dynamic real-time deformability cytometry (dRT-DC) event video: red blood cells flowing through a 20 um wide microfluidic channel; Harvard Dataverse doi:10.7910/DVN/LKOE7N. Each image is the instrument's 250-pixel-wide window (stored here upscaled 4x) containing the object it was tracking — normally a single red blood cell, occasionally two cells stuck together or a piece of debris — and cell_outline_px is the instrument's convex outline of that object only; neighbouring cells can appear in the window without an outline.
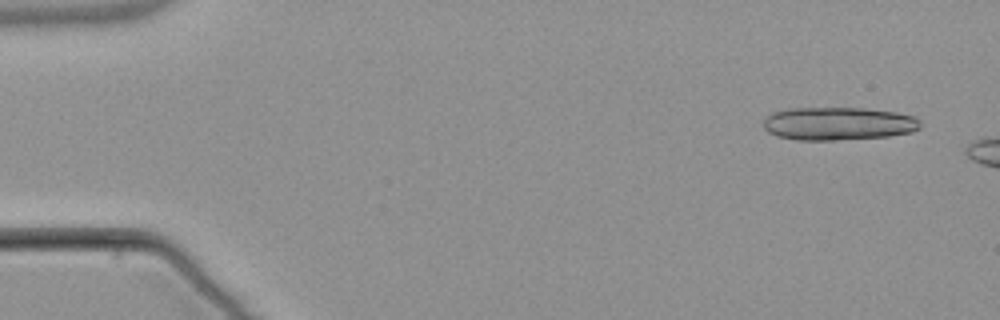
{"species": "common noctule bat (a hibernating species)", "species_latin": "Nyctalus noctula", "temperature_condition": "warm", "stored_images_in_passage": 3, "camera_frame_rate_fps": 3000, "um_per_image_px": 0.085, "animal": {"sex": "male", "body_mass_g": 21.5, "forearm_length_mm": 52.0}, "frame": {"image": 1, "passage_image": 1, "time_ms": 0.0, "image_size_px": [1000, 320], "cell_outline_px": [[920, 128], [912, 132], [888, 136], [836, 140], [796, 140], [776, 136], [768, 132], [764, 128], [764, 116], [772, 112], [788, 108], [864, 108], [896, 112], [912, 116], [920, 120]], "centroid_in_image_um": [71.21, 10.5], "position_along_channel_um": 13.8, "area_um2": 30.46}}